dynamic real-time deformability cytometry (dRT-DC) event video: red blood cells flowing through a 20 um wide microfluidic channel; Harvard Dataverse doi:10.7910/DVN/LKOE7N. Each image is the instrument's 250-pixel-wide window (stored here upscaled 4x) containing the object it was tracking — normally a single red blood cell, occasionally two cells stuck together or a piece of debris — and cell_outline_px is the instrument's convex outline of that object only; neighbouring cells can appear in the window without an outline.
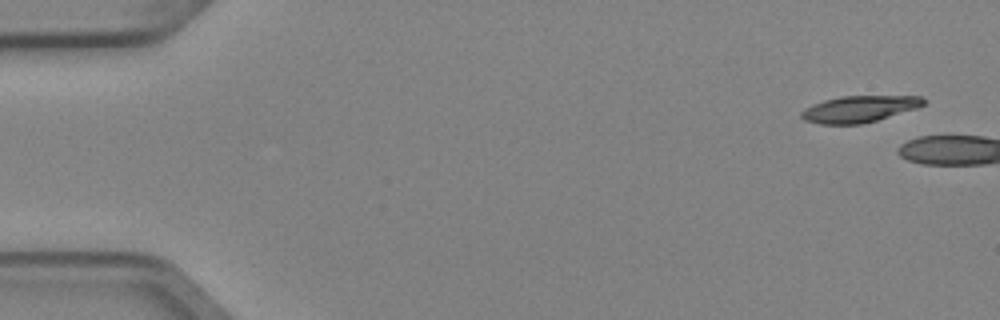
{"species": "Egyptian fruit bat (a non-hibernating species)", "species_latin": "Rousettus aegyptiacus", "temperature_condition": "cold", "stored_images_in_passage": 2, "camera_frame_rate_fps": 3000, "um_per_image_px": 0.085, "animal": {"sex": "female"}, "frame": {"image": 1, "passage_image": 1, "time_ms": 0.0, "image_size_px": [1000, 320], "cell_outline_px": [[924, 104], [916, 108], [876, 120], [860, 124], [820, 124], [804, 120], [800, 116], [800, 112], [804, 108], [812, 104], [824, 100], [840, 96], [924, 96]], "centroid_in_image_um": [72.98, 9.26], "position_along_channel_um": 12.0, "area_um2": 18.79}}